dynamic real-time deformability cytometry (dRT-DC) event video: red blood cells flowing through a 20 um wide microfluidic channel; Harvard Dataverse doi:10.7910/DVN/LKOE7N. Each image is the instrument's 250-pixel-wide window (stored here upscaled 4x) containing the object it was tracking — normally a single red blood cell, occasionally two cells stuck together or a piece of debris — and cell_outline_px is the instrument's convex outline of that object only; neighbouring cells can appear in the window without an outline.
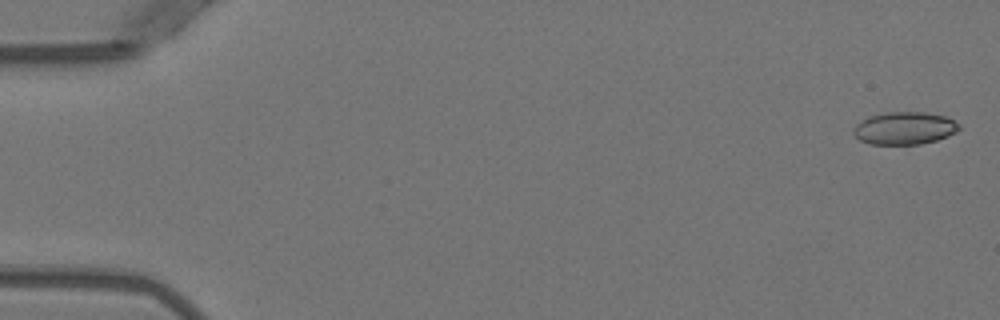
{"species": "Egyptian fruit bat (a non-hibernating species)", "species_latin": "Rousettus aegyptiacus", "temperature_condition": "warm", "stored_images_in_passage": 11, "camera_frame_rate_fps": 3000, "um_per_image_px": 0.085, "animal": {"sex": "female"}, "frame": {"image": 1, "passage_image": 2, "time_ms": 0.333, "image_size_px": [1000, 320], "cell_outline_px": [[960, 128], [956, 132], [948, 136], [936, 140], [920, 144], [868, 144], [860, 140], [852, 132], [852, 128], [856, 124], [868, 116], [888, 112], [924, 112], [944, 116], [960, 124]], "centroid_in_image_um": [76.86, 10.9], "position_along_channel_um": 8.1, "area_um2": 20.06}}